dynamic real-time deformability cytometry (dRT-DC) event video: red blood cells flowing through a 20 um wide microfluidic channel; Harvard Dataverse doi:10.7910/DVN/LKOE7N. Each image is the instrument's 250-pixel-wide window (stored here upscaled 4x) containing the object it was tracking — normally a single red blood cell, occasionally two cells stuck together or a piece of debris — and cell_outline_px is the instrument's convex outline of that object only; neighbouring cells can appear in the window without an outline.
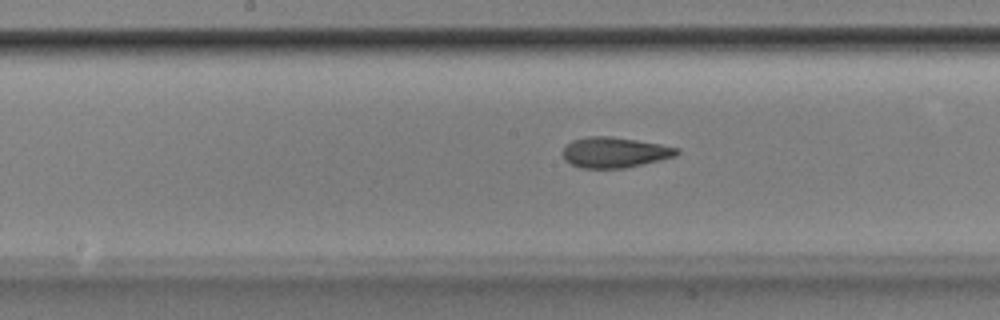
{"species": "Egyptian fruit bat (a non-hibernating species)", "species_latin": "Rousettus aegyptiacus", "temperature_condition": "room temperature", "stored_images_in_passage": 43, "camera_frame_rate_fps": 3000, "um_per_image_px": 0.085, "animal": {"sex": "male"}, "frame": {"image": 1, "passage_image": 27, "time_ms": 8.667, "image_size_px": [1000, 320], "cell_outline_px": [[680, 152], [676, 156], [660, 160], [624, 168], [580, 168], [564, 160], [564, 148], [572, 140], [588, 136], [612, 136], [660, 144], [680, 148]], "centroid_in_image_um": [52.26, 12.95], "position_along_channel_um": 195.9, "area_um2": 20.23}}
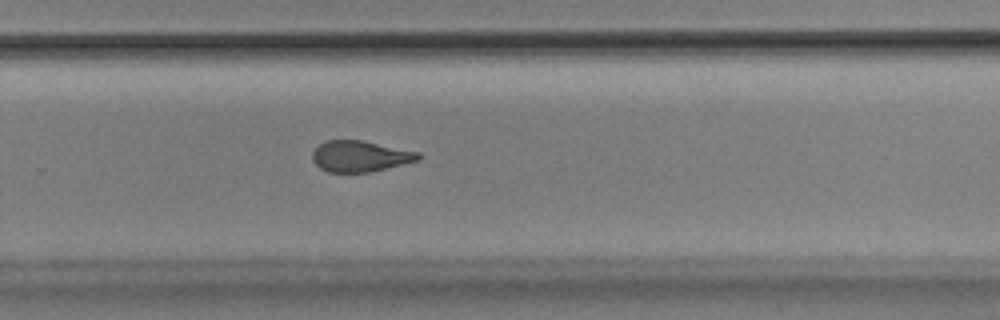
{"frame": {"image": 2, "passage_image": 35, "time_ms": 11.333, "image_size_px": [1000, 320], "cell_outline_px": [[420, 160], [368, 172], [328, 172], [320, 168], [312, 160], [312, 152], [320, 144], [328, 140], [360, 140], [420, 152]], "centroid_in_image_um": [30.6, 13.28], "position_along_channel_um": 299.2, "area_um2": 18.96}}
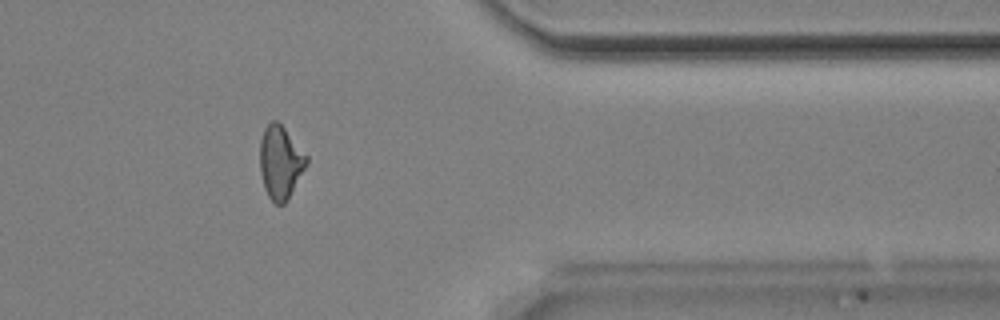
{"frame": {"image": 3, "passage_image": 43, "time_ms": 14.0, "image_size_px": [1000, 320], "cell_outline_px": [[308, 164], [288, 200], [284, 204], [276, 204], [268, 196], [264, 188], [260, 172], [260, 140], [264, 128], [272, 120], [276, 120], [284, 128], [308, 156]], "centroid_in_image_um": [23.84, 13.81], "position_along_channel_um": 387.6, "area_um2": 19.94}, "authors_computed_cell_mechanics": {"area_um2": 20.6924, "velocity_mm_per_s": 3.8996, "shape_relaxation_time_tau1_ms": 6.619, "shape_relaxation_time_tau2_ms": 2.6436, "deformation_change_tau1": 0.1777, "deformation_change_tau2": 0.1042}}